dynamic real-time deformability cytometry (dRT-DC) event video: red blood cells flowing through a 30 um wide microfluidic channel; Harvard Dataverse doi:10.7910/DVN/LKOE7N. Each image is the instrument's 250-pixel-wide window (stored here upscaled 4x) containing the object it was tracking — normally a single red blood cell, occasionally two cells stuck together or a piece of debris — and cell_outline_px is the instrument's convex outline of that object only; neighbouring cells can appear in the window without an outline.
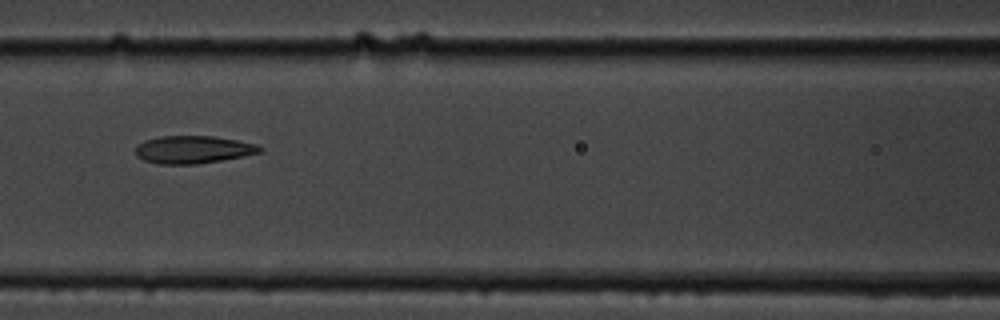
{"species": "common noctule bat (a hibernating species)", "species_latin": "Nyctalus noctula", "temperature_condition": "cold", "stored_images_in_passage": 15, "camera_frame_rate_fps": 3000, "um_per_image_px": 0.085, "animal": {"sex": "male", "body_mass_g": 19.5, "forearm_length_mm": 54.6}, "frame": {"image": 1, "passage_image": 7, "time_ms": 7.667, "image_size_px": [1000, 320], "cell_outline_px": [[264, 152], [244, 156], [196, 164], [160, 164], [144, 160], [136, 156], [136, 144], [144, 140], [160, 136], [216, 136], [256, 144], [264, 148]], "centroid_in_image_um": [16.42, 12.71], "position_along_channel_um": 150.2, "area_um2": 20.17}}
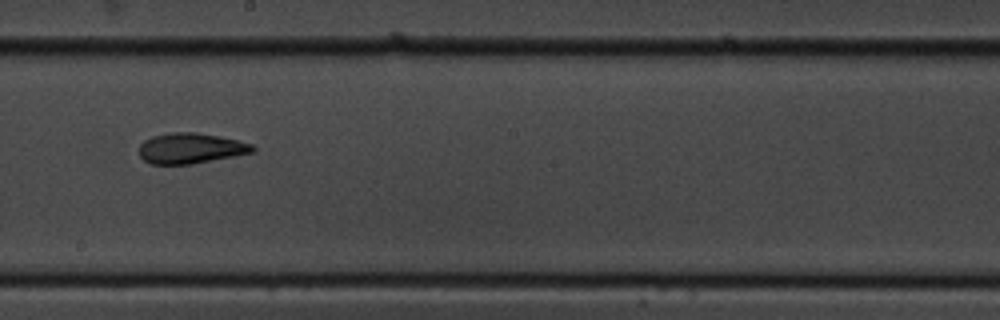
{"frame": {"image": 2, "passage_image": 9, "time_ms": 10.0, "image_size_px": [1000, 320], "cell_outline_px": [[256, 152], [192, 164], [148, 164], [140, 156], [140, 144], [144, 140], [152, 136], [172, 132], [196, 132], [236, 140], [252, 144], [256, 148]], "centroid_in_image_um": [16.2, 12.61], "position_along_channel_um": 232.0, "area_um2": 20.17}}
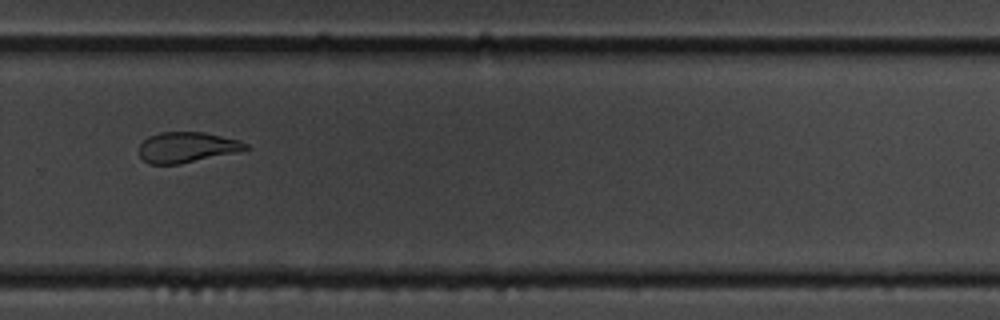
{"frame": {"image": 3, "passage_image": 11, "time_ms": 12.333, "image_size_px": [1000, 320], "cell_outline_px": [[248, 148], [240, 152], [180, 164], [148, 164], [140, 156], [140, 144], [148, 136], [160, 132], [204, 132], [240, 140], [248, 144]], "centroid_in_image_um": [15.91, 12.52], "position_along_channel_um": 313.9, "area_um2": 19.07}, "authors_computed_cell_mechanics": {"area_um2": 21.8484, "velocity_mm_per_s": 3.5271, "shape_relaxation_time_tau1_ms": 8.772, "shape_relaxation_time_tau2_ms": 1.8865, "deformation_change_tau1": 0.1721, "deformation_change_tau2": 0.0662}}